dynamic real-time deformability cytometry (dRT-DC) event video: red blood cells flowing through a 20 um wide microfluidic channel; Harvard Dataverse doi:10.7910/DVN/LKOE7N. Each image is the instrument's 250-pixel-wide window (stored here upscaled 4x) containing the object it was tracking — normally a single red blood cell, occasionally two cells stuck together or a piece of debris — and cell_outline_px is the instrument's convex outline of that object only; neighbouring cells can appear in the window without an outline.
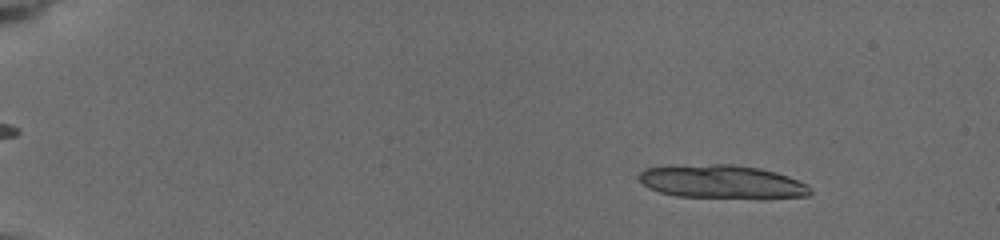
{"species": "common noctule bat (a hibernating species)", "species_latin": "Nyctalus noctula", "temperature_condition": "cold", "stored_images_in_passage": 20, "camera_frame_rate_fps": 3000, "um_per_image_px": 0.085, "animal": {"sex": "female", "body_mass_g": 19.5, "forearm_length_mm": 54.1}, "frame": {"image": 1, "passage_image": 7, "time_ms": 2.0, "image_size_px": [1000, 240], "cell_outline_px": [[812, 192], [808, 196], [676, 196], [660, 192], [644, 184], [640, 180], [640, 172], [648, 168], [712, 164], [732, 164], [760, 168], [776, 172], [788, 176], [808, 184]], "centroid_in_image_um": [61.39, 15.42], "position_along_channel_um": 23.6, "area_um2": 31.91}}